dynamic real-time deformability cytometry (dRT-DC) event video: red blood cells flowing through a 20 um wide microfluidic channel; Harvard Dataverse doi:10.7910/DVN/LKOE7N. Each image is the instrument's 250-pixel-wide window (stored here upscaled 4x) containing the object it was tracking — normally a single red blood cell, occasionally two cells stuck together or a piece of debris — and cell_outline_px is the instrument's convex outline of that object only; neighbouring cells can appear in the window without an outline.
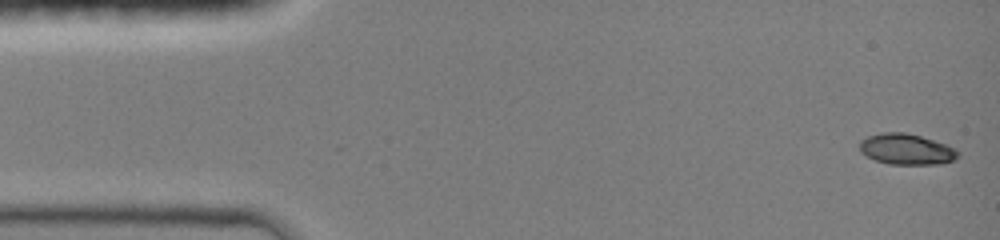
{"species": "common noctule bat (a hibernating species)", "species_latin": "Nyctalus noctula", "temperature_condition": "room temperature", "stored_images_in_passage": 45, "camera_frame_rate_fps": 3000, "um_per_image_px": 0.085, "animal": {"sex": "female", "body_mass_g": 19.0, "forearm_length_mm": 51.5}, "frame": {"image": 1, "passage_image": 1, "time_ms": 0.0, "image_size_px": [1000, 240], "cell_outline_px": [[956, 156], [952, 160], [936, 164], [888, 164], [876, 160], [868, 156], [860, 148], [860, 140], [868, 136], [884, 132], [904, 132], [920, 136], [944, 144], [952, 148], [956, 152]], "centroid_in_image_um": [76.98, 12.67], "position_along_channel_um": 8.0, "area_um2": 17.05}}
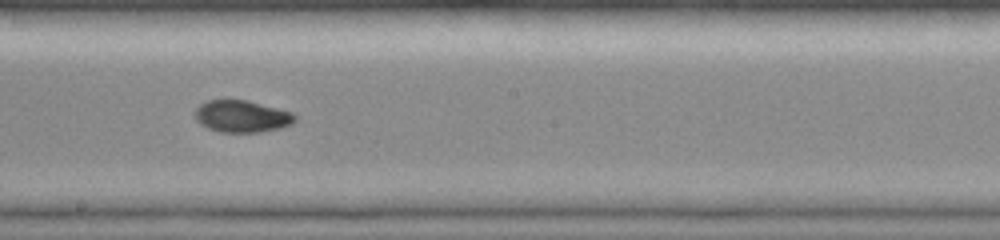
{"frame": {"image": 2, "passage_image": 25, "time_ms": 8.0, "image_size_px": [1000, 240], "cell_outline_px": [[296, 120], [292, 124], [280, 128], [260, 132], [220, 132], [208, 128], [200, 124], [196, 120], [192, 112], [200, 104], [208, 100], [248, 100], [292, 112], [296, 116]], "centroid_in_image_um": [20.53, 9.89], "position_along_channel_um": 227.7, "area_um2": 18.79}}
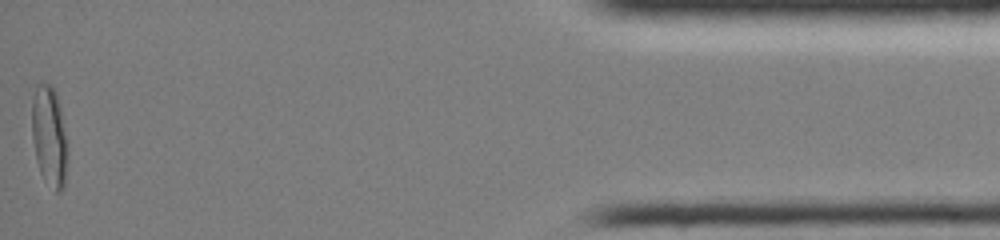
{"frame": {"image": 3, "passage_image": 45, "time_ms": 14.667, "image_size_px": [1000, 240], "cell_outline_px": [[68, 160], [64, 188], [60, 192], [56, 192], [40, 172], [36, 160], [32, 136], [32, 96], [36, 84], [52, 84], [56, 92], [60, 108]], "centroid_in_image_um": [4.18, 11.57], "position_along_channel_um": 431.0, "area_um2": 20.69}, "authors_computed_cell_mechanics": {"area_um2": 18.4382, "velocity_mm_per_s": 4.2178, "shape_relaxation_time_tau1_ms": 6.7511, "shape_relaxation_time_tau2_ms": 2.2546, "deformation_change_tau1": 0.2258, "deformation_change_tau2": 0.036}}